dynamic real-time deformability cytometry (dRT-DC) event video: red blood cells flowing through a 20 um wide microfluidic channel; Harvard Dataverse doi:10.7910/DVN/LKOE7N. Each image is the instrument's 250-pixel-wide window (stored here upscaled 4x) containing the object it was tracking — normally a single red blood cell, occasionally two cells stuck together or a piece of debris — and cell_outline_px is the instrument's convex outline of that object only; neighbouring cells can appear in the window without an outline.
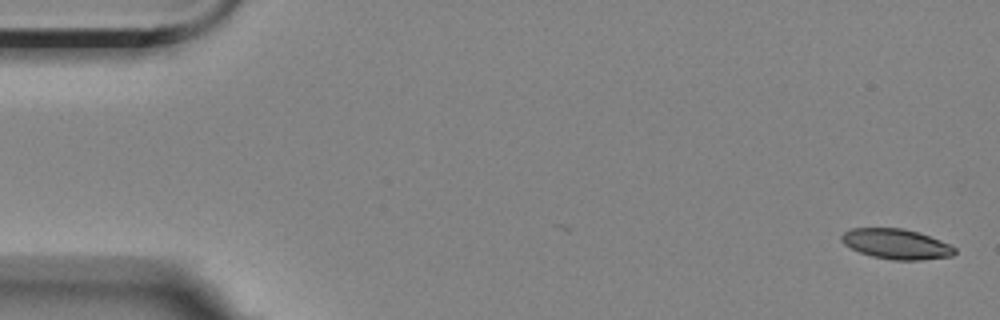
{"species": "Egyptian fruit bat (a non-hibernating species)", "species_latin": "Rousettus aegyptiacus", "temperature_condition": "room temperature", "stored_images_in_passage": 56, "camera_frame_rate_fps": 3000, "um_per_image_px": 0.085, "animal": {"sex": "female"}, "frame": {"image": 1, "passage_image": 1, "time_ms": 0.0, "image_size_px": [1000, 320], "cell_outline_px": [[956, 252], [952, 256], [920, 260], [892, 260], [872, 256], [860, 252], [844, 244], [840, 240], [840, 236], [844, 232], [852, 228], [904, 228], [920, 232], [940, 240], [956, 248]], "centroid_in_image_um": [76.19, 20.73], "position_along_channel_um": 8.8, "area_um2": 19.94}}
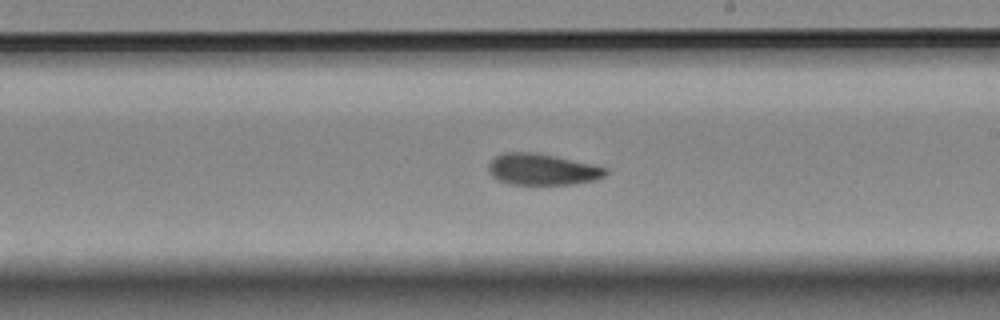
{"frame": {"image": 2, "passage_image": 32, "time_ms": 10.333, "image_size_px": [1000, 320], "cell_outline_px": [[608, 172], [604, 176], [596, 180], [572, 184], [508, 184], [496, 180], [492, 176], [488, 168], [488, 164], [496, 156], [504, 152], [532, 152], [592, 164], [608, 168]], "centroid_in_image_um": [46.08, 14.41], "position_along_channel_um": 242.9, "area_um2": 21.27}}
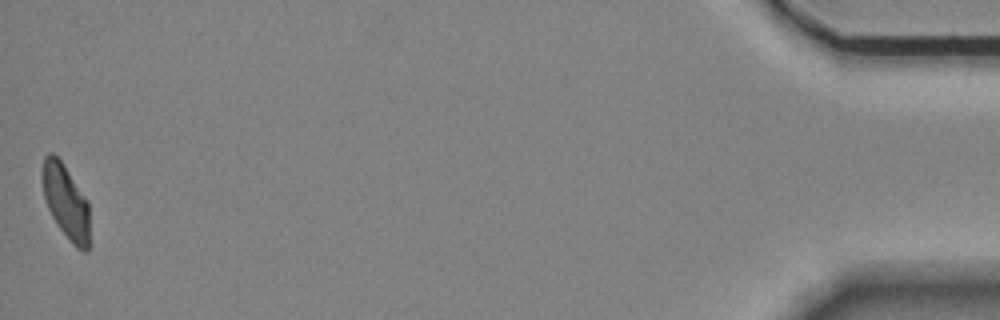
{"frame": {"image": 3, "passage_image": 56, "time_ms": 18.333, "image_size_px": [1000, 320], "cell_outline_px": [[88, 252], [84, 252], [76, 248], [72, 244], [56, 224], [48, 208], [44, 196], [40, 172], [44, 156], [48, 152], [52, 152], [60, 160], [88, 200]], "centroid_in_image_um": [5.56, 17.13], "position_along_channel_um": 429.6, "area_um2": 20.52}, "authors_computed_cell_mechanics": {"area_um2": 21.4727, "velocity_mm_per_s": 3.5071, "shape_relaxation_time_tau1_ms": 5.9064, "shape_relaxation_time_tau2_ms": 4.846, "deformation_change_tau1": 0.1501, "deformation_change_tau2": 0.1026}}